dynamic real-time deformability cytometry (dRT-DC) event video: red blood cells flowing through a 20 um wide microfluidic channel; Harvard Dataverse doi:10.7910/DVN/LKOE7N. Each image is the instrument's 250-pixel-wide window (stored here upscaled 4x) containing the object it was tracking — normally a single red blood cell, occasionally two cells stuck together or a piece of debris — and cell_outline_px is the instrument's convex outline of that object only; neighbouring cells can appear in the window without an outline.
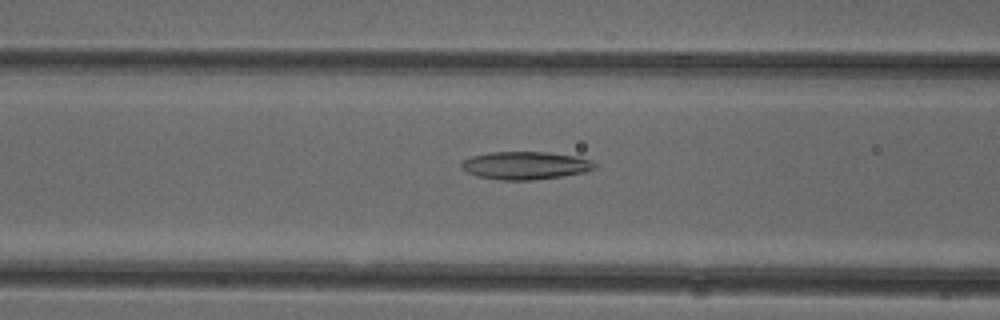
{"species": "common noctule bat (a hibernating species)", "species_latin": "Nyctalus noctula", "temperature_condition": "cold", "stored_images_in_passage": 36, "camera_frame_rate_fps": 3000, "um_per_image_px": 0.085, "animal": {"sex": "female"}, "frame": {"image": 1, "passage_image": 5, "time_ms": 1.333, "image_size_px": [1000, 320], "cell_outline_px": [[596, 168], [584, 172], [560, 176], [532, 180], [500, 180], [480, 176], [468, 172], [460, 164], [464, 160], [472, 156], [488, 152], [548, 152], [576, 156], [592, 160], [596, 164]], "centroid_in_image_um": [44.69, 14.05], "position_along_channel_um": 121.9, "area_um2": 21.44}}
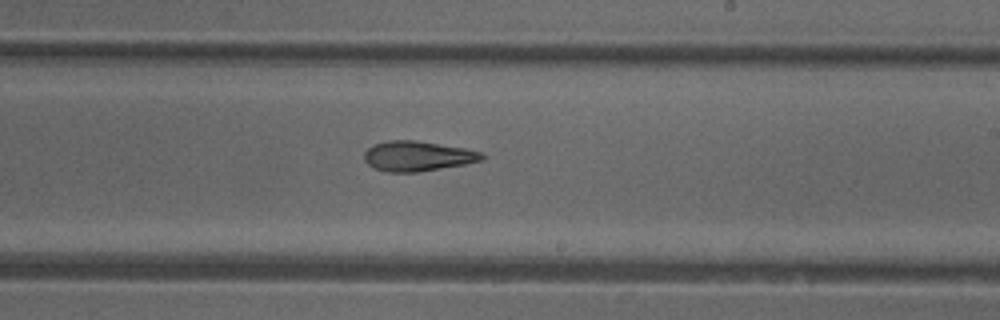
{"frame": {"image": 2, "passage_image": 15, "time_ms": 4.667, "image_size_px": [1000, 320], "cell_outline_px": [[484, 160], [464, 164], [416, 172], [384, 172], [372, 168], [364, 160], [364, 152], [372, 144], [388, 140], [416, 140], [464, 148], [480, 152], [484, 156]], "centroid_in_image_um": [35.43, 13.27], "position_along_channel_um": 253.6, "area_um2": 20.63}}
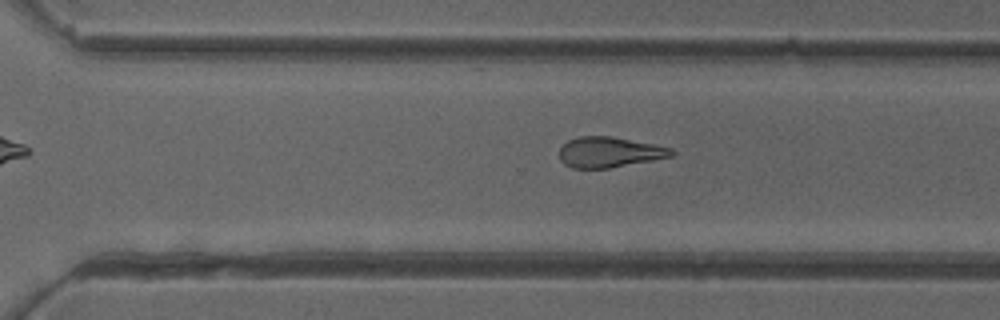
{"frame": {"image": 3, "passage_image": 20, "time_ms": 6.333, "image_size_px": [1000, 320], "cell_outline_px": [[676, 152], [672, 156], [652, 160], [608, 168], [572, 168], [564, 164], [560, 160], [560, 148], [568, 140], [580, 136], [612, 136], [672, 148]], "centroid_in_image_um": [51.78, 12.93], "position_along_channel_um": 318.8, "area_um2": 19.77}, "authors_computed_cell_mechanics": {"area_um2": 20.8369, "velocity_mm_per_s": 3.9458, "shape_relaxation_time_tau1_ms": 7.7167, "shape_relaxation_time_tau2_ms": 3.5244, "deformation_change_tau1": 0.1836, "deformation_change_tau2": 0.1293}}